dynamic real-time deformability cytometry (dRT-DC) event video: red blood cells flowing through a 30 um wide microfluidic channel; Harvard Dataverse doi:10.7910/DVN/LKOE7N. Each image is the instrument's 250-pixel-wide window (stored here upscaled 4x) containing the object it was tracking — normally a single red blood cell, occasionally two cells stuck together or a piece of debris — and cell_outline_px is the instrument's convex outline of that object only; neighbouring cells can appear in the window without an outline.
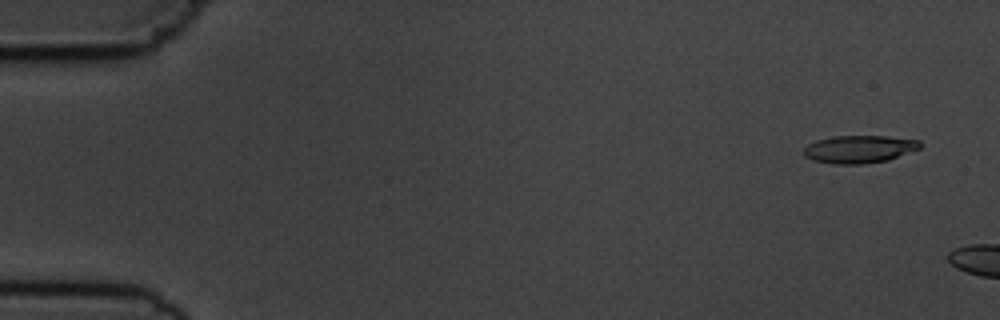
{"species": "common noctule bat (a hibernating species)", "species_latin": "Nyctalus noctula", "temperature_condition": "cold", "stored_images_in_passage": 3, "camera_frame_rate_fps": 3000, "um_per_image_px": 0.085, "animal": {"sex": "male", "body_mass_g": 19.5, "forearm_length_mm": 54.6}, "frame": {"image": 1, "passage_image": 1, "time_ms": 0.0, "image_size_px": [1000, 320], "cell_outline_px": [[920, 148], [888, 160], [864, 164], [832, 164], [812, 160], [804, 156], [804, 148], [808, 144], [816, 140], [832, 136], [884, 136], [920, 140]], "centroid_in_image_um": [73.0, 12.68], "position_along_channel_um": 12.0, "area_um2": 18.79}}